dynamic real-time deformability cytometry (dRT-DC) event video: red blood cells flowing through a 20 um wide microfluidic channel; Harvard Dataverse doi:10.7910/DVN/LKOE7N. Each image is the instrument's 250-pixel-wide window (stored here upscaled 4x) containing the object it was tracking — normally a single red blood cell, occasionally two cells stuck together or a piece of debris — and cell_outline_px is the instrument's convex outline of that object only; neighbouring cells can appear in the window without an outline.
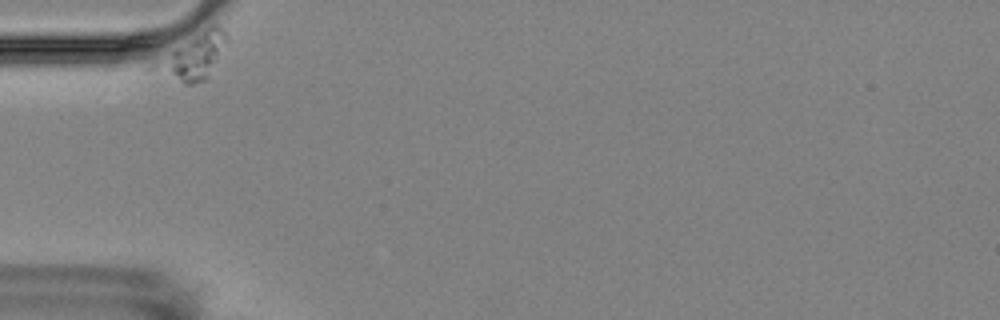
{"species": "Egyptian fruit bat (a non-hibernating species)", "species_latin": "Rousettus aegyptiacus", "temperature_condition": "room temperature", "stored_images_in_passage": 3, "camera_frame_rate_fps": 3000, "um_per_image_px": 0.085, "animal": {"sex": "female"}, "frame": {"image": 1, "passage_image": 1, "time_ms": 0.0, "image_size_px": [1000, 320], "cell_outline_px": [[228, 40], [208, 76], [204, 80], [192, 84], [184, 84], [164, 68], [172, 52], [176, 48], [212, 24], [216, 24], [224, 28], [228, 32]], "centroid_in_image_um": [16.81, 4.69], "position_along_channel_um": 68.2, "area_um2": 16.24}}
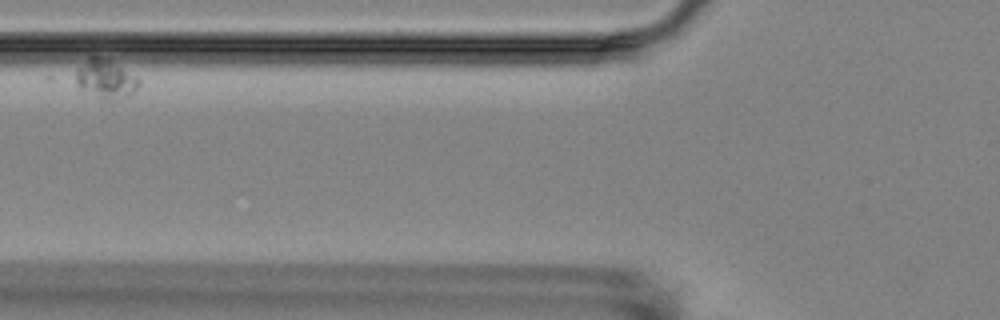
{"frame": {"image": 2, "passage_image": 2, "time_ms": 2.333, "image_size_px": [1000, 320], "cell_outline_px": [[140, 84], [128, 96], [108, 100], [100, 100], [80, 88], [76, 84], [76, 68], [88, 56], [100, 56], [108, 60], [136, 76], [140, 80]], "centroid_in_image_um": [8.93, 6.71], "position_along_channel_um": 116.9, "area_um2": 14.22}}